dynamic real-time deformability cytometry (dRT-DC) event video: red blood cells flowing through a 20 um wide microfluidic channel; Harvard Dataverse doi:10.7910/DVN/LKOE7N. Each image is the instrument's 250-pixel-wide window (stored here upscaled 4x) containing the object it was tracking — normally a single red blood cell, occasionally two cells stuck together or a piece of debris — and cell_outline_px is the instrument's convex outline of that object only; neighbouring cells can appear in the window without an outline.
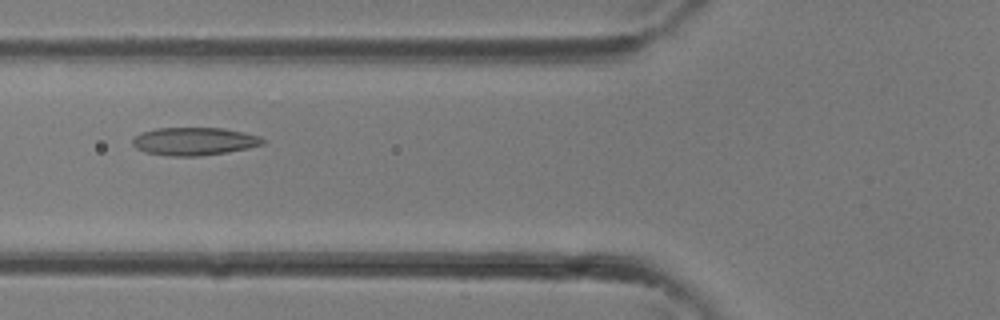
{"species": "common noctule bat (a hibernating species)", "species_latin": "Nyctalus noctula", "temperature_condition": "room temperature", "stored_images_in_passage": 21, "camera_frame_rate_fps": 3000, "um_per_image_px": 0.085, "animal": {"sex": "female"}, "frame": {"image": 1, "passage_image": 12, "time_ms": 3.667, "image_size_px": [1000, 320], "cell_outline_px": [[264, 144], [248, 148], [228, 152], [200, 156], [168, 156], [144, 152], [136, 148], [132, 144], [132, 140], [140, 132], [156, 128], [224, 128], [244, 132], [260, 136], [264, 140]], "centroid_in_image_um": [16.5, 12.01], "position_along_channel_um": 109.3, "area_um2": 21.33}}
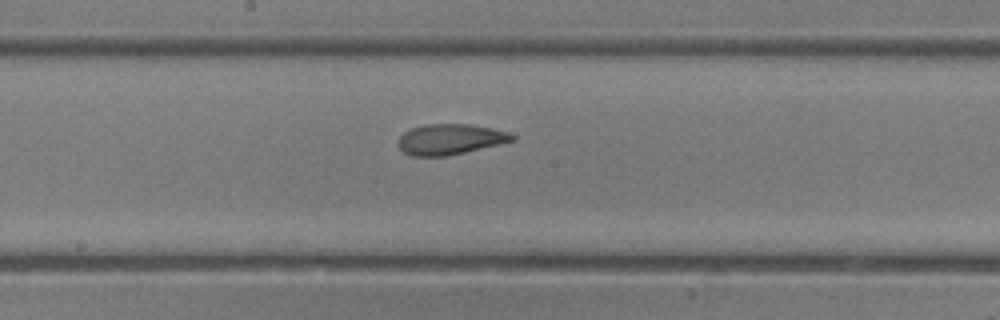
{"frame": {"image": 2, "passage_image": 17, "time_ms": 5.333, "image_size_px": [1000, 320], "cell_outline_px": [[516, 140], [448, 156], [412, 156], [404, 152], [396, 144], [400, 136], [404, 132], [412, 128], [428, 124], [472, 124], [492, 128], [508, 132], [516, 136]], "centroid_in_image_um": [38.26, 11.84], "position_along_channel_um": 209.9, "area_um2": 20.35}}
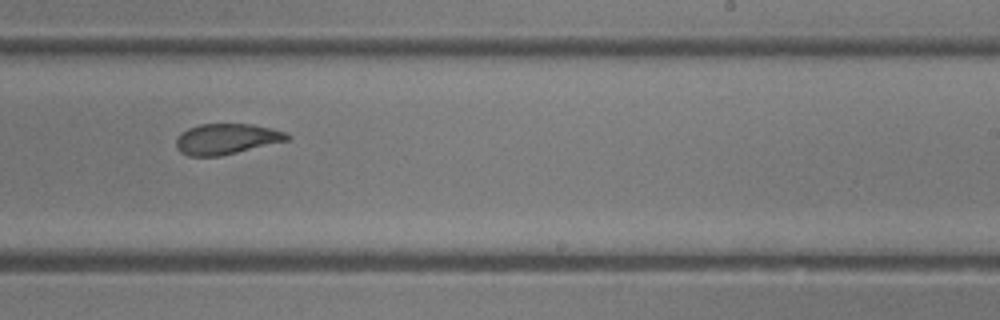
{"frame": {"image": 3, "passage_image": 20, "time_ms": 6.333, "image_size_px": [1000, 320], "cell_outline_px": [[292, 136], [288, 140], [220, 156], [188, 156], [180, 152], [176, 148], [176, 140], [180, 132], [188, 128], [200, 124], [252, 124], [272, 128], [284, 132]], "centroid_in_image_um": [19.22, 11.81], "position_along_channel_um": 269.8, "area_um2": 19.83}}